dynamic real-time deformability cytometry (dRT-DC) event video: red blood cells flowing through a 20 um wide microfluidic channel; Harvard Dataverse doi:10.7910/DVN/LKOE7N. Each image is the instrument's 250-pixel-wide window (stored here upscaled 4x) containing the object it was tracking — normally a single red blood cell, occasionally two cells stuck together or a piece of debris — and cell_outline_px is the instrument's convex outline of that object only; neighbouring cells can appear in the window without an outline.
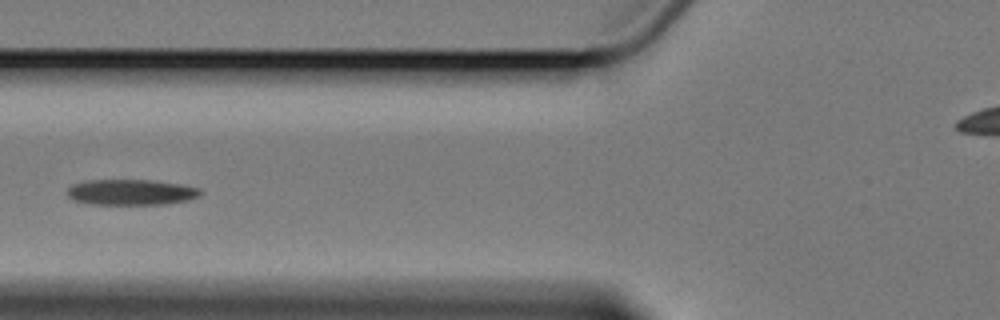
{"species": "Egyptian fruit bat (a non-hibernating species)", "species_latin": "Rousettus aegyptiacus", "temperature_condition": "cold", "stored_images_in_passage": 10, "camera_frame_rate_fps": 3000, "um_per_image_px": 0.085, "animal": {"sex": "female"}, "frame": {"image": 1, "passage_image": 5, "time_ms": 4.667, "image_size_px": [1000, 320], "cell_outline_px": [[204, 192], [200, 196], [188, 200], [164, 204], [88, 204], [72, 200], [64, 192], [72, 184], [84, 180], [156, 180], [180, 184], [200, 188]], "centroid_in_image_um": [11.12, 16.33], "position_along_channel_um": 114.7, "area_um2": 20.29}}
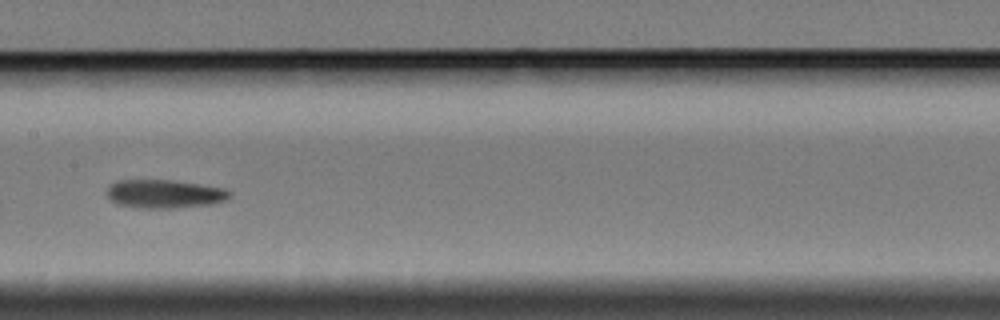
{"frame": {"image": 2, "passage_image": 7, "time_ms": 7.0, "image_size_px": [1000, 320], "cell_outline_px": [[232, 196], [228, 200], [212, 204], [176, 208], [140, 208], [120, 204], [112, 200], [108, 196], [108, 188], [116, 180], [168, 180], [224, 188], [232, 192]], "centroid_in_image_um": [14.04, 16.49], "position_along_channel_um": 193.4, "area_um2": 20.23}}
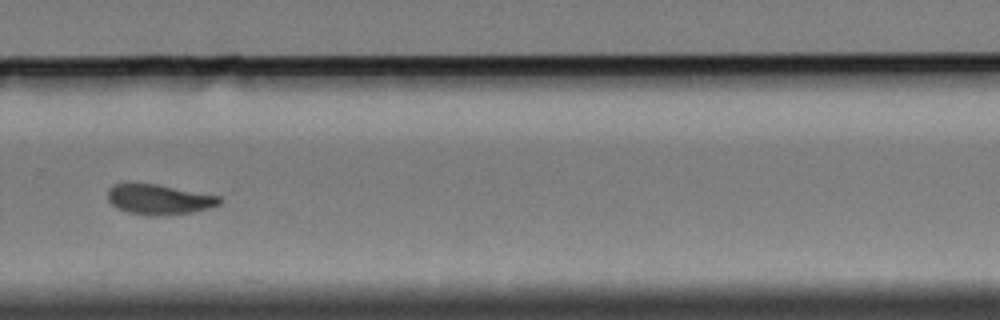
{"frame": {"image": 3, "passage_image": 10, "time_ms": 10.667, "image_size_px": [1000, 320], "cell_outline_px": [[224, 200], [220, 204], [212, 208], [192, 212], [164, 216], [148, 216], [128, 212], [112, 204], [108, 200], [108, 188], [112, 184], [156, 184], [220, 196]], "centroid_in_image_um": [13.57, 16.97], "position_along_channel_um": 316.2, "area_um2": 19.71}}